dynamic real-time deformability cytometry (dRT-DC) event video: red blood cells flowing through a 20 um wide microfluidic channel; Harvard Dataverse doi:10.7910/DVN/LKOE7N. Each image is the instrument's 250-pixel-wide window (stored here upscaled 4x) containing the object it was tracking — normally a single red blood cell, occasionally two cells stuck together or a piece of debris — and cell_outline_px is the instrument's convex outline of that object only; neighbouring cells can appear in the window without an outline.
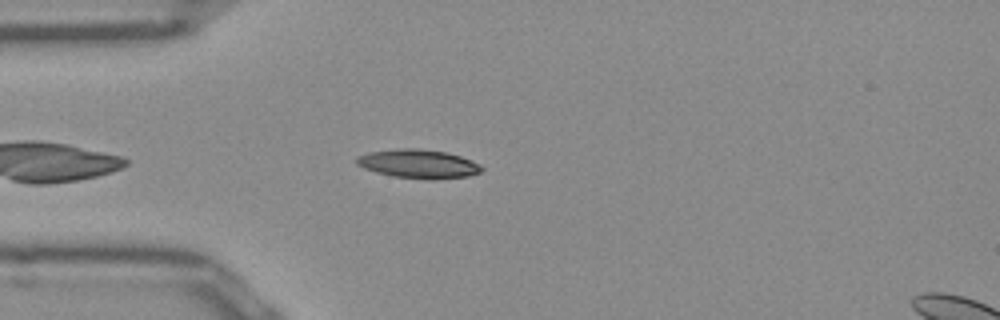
{"species": "Egyptian fruit bat (a non-hibernating species)", "species_latin": "Rousettus aegyptiacus", "temperature_condition": "room temperature", "stored_images_in_passage": 31, "camera_frame_rate_fps": 3000, "um_per_image_px": 0.085, "frame": {"image": 1, "passage_image": 6, "time_ms": 1.667, "image_size_px": [1000, 320], "cell_outline_px": [[484, 168], [480, 172], [468, 176], [432, 180], [392, 176], [376, 172], [364, 168], [356, 164], [356, 156], [368, 152], [396, 148], [420, 148], [444, 152], [460, 156], [472, 160], [480, 164]], "centroid_in_image_um": [35.55, 13.92], "position_along_channel_um": 49.4, "area_um2": 21.15}}
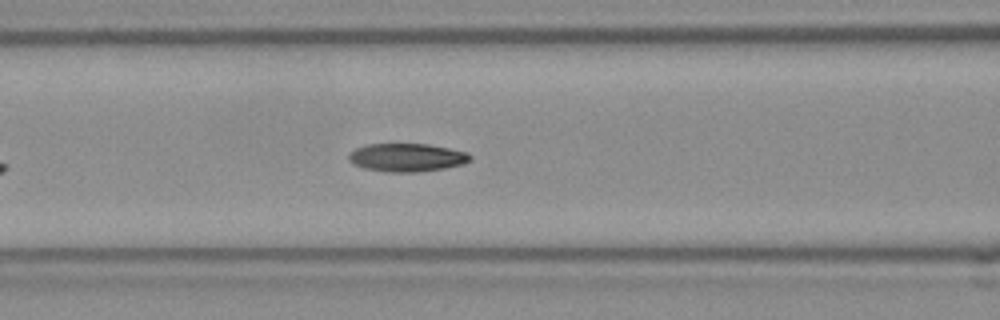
{"frame": {"image": 2, "passage_image": 13, "time_ms": 4.0, "image_size_px": [1000, 320], "cell_outline_px": [[472, 160], [464, 164], [444, 168], [416, 172], [388, 172], [364, 168], [352, 164], [348, 160], [348, 152], [356, 148], [368, 144], [428, 144], [468, 152], [472, 156]], "centroid_in_image_um": [34.58, 13.38], "position_along_channel_um": 132.0, "area_um2": 20.11}}
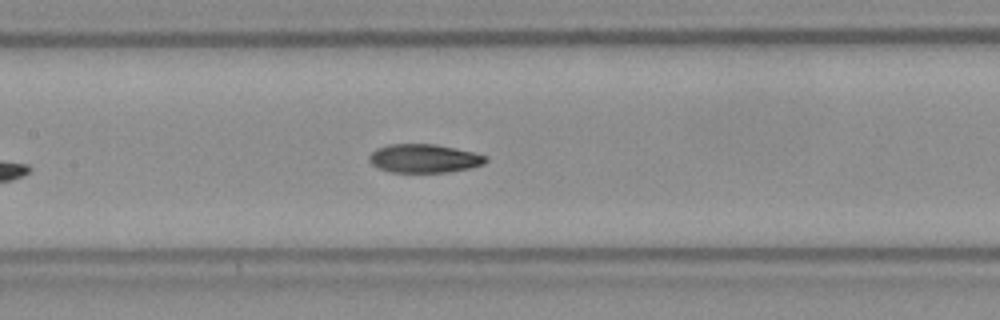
{"frame": {"image": 3, "passage_image": 16, "time_ms": 5.0, "image_size_px": [1000, 320], "cell_outline_px": [[488, 160], [484, 164], [472, 168], [448, 172], [392, 172], [380, 168], [372, 164], [368, 160], [368, 156], [376, 148], [388, 144], [436, 144], [476, 152], [488, 156]], "centroid_in_image_um": [36.1, 13.46], "position_along_channel_um": 171.3, "area_um2": 19.65}}